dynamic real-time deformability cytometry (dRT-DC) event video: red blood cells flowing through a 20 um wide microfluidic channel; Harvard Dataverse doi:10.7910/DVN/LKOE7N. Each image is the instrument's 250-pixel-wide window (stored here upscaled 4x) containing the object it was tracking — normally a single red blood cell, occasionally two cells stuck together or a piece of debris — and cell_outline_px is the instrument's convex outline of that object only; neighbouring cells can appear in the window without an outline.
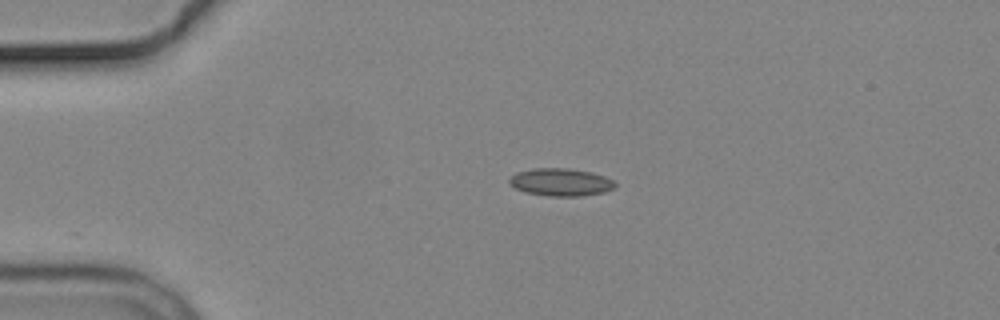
{"species": "common noctule bat (a hibernating species)", "species_latin": "Nyctalus noctula", "temperature_condition": "cold", "stored_images_in_passage": 3, "camera_frame_rate_fps": 3000, "um_per_image_px": 0.085, "animal": {"sex": "male", "body_mass_g": 19.2, "forearm_length_mm": 51.8}, "frame": {"image": 1, "passage_image": 1, "time_ms": 0.0, "image_size_px": [1000, 320], "cell_outline_px": [[616, 188], [604, 192], [580, 196], [548, 196], [524, 192], [508, 184], [508, 180], [516, 172], [532, 168], [568, 168], [592, 172], [604, 176], [612, 180], [616, 184]], "centroid_in_image_um": [47.65, 15.48], "position_along_channel_um": 37.4, "area_um2": 17.17}}